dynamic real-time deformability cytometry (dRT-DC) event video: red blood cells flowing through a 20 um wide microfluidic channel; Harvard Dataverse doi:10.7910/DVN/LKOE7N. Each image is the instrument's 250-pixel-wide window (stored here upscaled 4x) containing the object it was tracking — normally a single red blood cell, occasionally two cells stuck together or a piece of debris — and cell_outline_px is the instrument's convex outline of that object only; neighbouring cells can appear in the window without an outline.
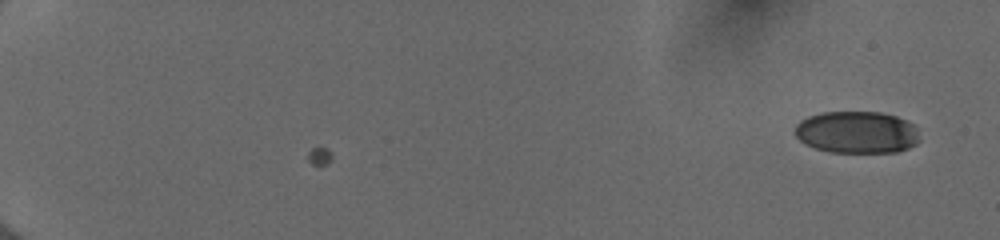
{"species": "human", "species_latin": "Homo sapiens", "temperature_condition": "cold", "stored_images_in_passage": 2, "camera_frame_rate_fps": 3000, "um_per_image_px": 0.085, "donor": {"sex": "female"}, "frame": {"image": 1, "passage_image": 2, "time_ms": 0.333, "image_size_px": [1000, 240], "cell_outline_px": [[920, 140], [916, 144], [908, 148], [896, 152], [828, 152], [804, 144], [796, 136], [796, 124], [800, 120], [808, 116], [820, 112], [880, 112], [896, 116], [912, 124], [916, 128]], "centroid_in_image_um": [72.82, 11.24], "position_along_channel_um": 12.2, "area_um2": 30.63}}